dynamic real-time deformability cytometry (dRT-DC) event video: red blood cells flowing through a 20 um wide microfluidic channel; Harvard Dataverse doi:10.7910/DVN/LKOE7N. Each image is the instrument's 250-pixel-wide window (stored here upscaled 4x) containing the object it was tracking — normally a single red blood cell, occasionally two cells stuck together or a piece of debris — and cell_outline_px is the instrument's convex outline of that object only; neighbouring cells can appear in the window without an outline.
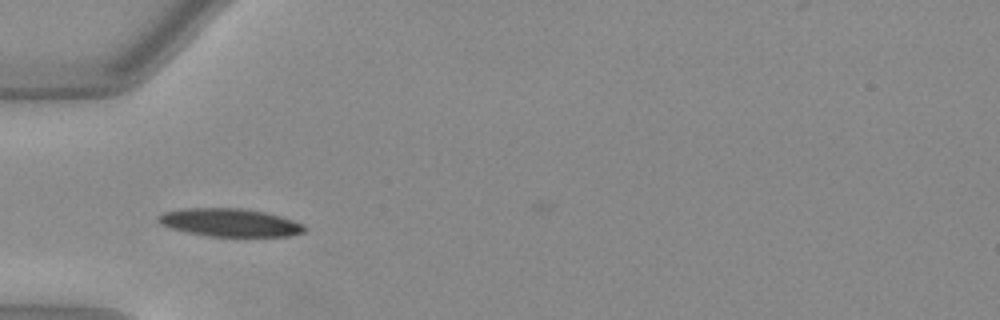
{"species": "Egyptian fruit bat (a non-hibernating species)", "species_latin": "Rousettus aegyptiacus", "temperature_condition": "warm", "stored_images_in_passage": 9, "camera_frame_rate_fps": 3000, "um_per_image_px": 0.085, "animal": {"sex": "female"}, "frame": {"image": 1, "passage_image": 3, "time_ms": 0.667, "image_size_px": [1000, 320], "cell_outline_px": [[308, 228], [304, 232], [288, 236], [212, 236], [188, 232], [172, 228], [160, 224], [156, 220], [156, 216], [164, 212], [180, 208], [240, 208], [264, 212], [280, 216], [304, 224]], "centroid_in_image_um": [19.52, 18.91], "position_along_channel_um": 65.5, "area_um2": 23.81}}
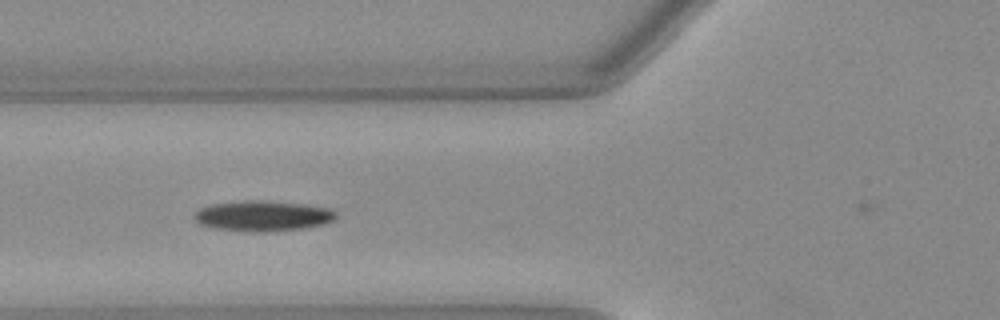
{"frame": {"image": 2, "passage_image": 6, "time_ms": 1.667, "image_size_px": [1000, 320], "cell_outline_px": [[336, 216], [332, 220], [324, 224], [304, 228], [268, 232], [256, 232], [216, 228], [200, 224], [192, 216], [200, 208], [212, 204], [244, 200], [264, 200], [304, 204], [332, 208], [336, 212]], "centroid_in_image_um": [22.36, 18.34], "position_along_channel_um": 103.4, "area_um2": 25.2}}